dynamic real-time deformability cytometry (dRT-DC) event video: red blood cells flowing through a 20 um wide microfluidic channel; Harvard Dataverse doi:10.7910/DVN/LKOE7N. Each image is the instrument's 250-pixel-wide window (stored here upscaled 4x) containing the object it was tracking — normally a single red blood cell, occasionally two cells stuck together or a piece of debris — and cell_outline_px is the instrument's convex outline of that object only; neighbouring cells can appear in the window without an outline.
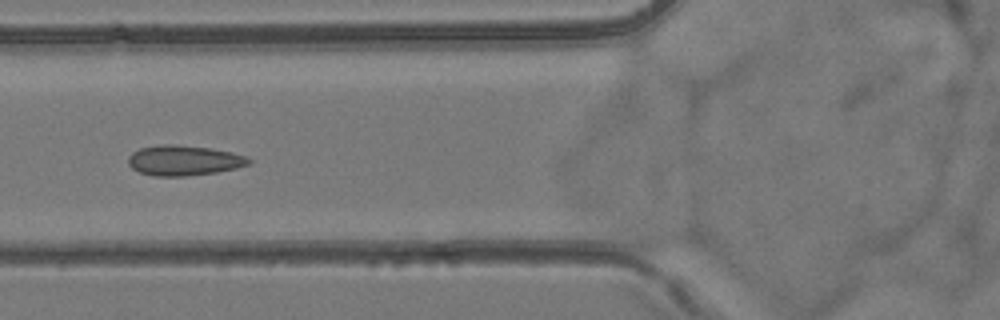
{"species": "common noctule bat (a hibernating species)", "species_latin": "Nyctalus noctula", "temperature_condition": "room temperature", "stored_images_in_passage": 53, "camera_frame_rate_fps": 3000, "um_per_image_px": 0.085, "animal": {"sex": "female", "body_mass_g": 24.6, "forearm_length_mm": 56.2}, "frame": {"image": 1, "passage_image": 20, "time_ms": 6.333, "image_size_px": [1000, 320], "cell_outline_px": [[252, 160], [248, 164], [236, 168], [216, 172], [184, 176], [152, 176], [140, 172], [132, 168], [128, 164], [128, 156], [132, 152], [140, 148], [164, 144], [176, 144], [208, 148], [232, 152], [248, 156]], "centroid_in_image_um": [15.62, 13.63], "position_along_channel_um": 110.2, "area_um2": 21.21}}
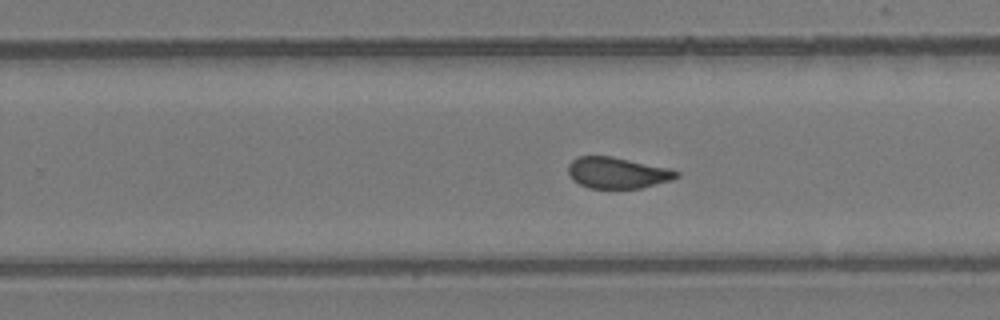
{"frame": {"image": 2, "passage_image": 33, "time_ms": 10.667, "image_size_px": [1000, 320], "cell_outline_px": [[680, 176], [672, 180], [640, 188], [588, 188], [572, 180], [568, 172], [568, 164], [576, 156], [612, 156], [668, 168], [680, 172]], "centroid_in_image_um": [52.46, 14.68], "position_along_channel_um": 277.3, "area_um2": 19.71}}
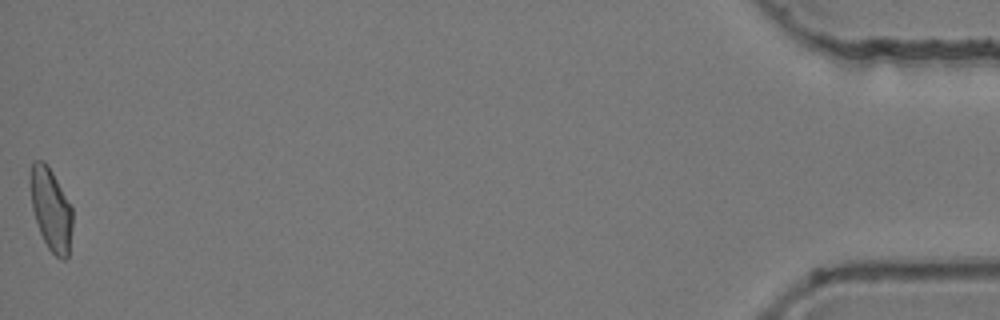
{"frame": {"image": 3, "passage_image": 53, "time_ms": 17.333, "image_size_px": [1000, 320], "cell_outline_px": [[72, 228], [68, 256], [64, 260], [60, 260], [48, 248], [40, 232], [32, 208], [28, 180], [32, 160], [44, 160], [48, 164], [72, 208]], "centroid_in_image_um": [4.3, 17.75], "position_along_channel_um": 430.9, "area_um2": 20.46}, "authors_computed_cell_mechanics": {"area_um2": 20.519, "velocity_mm_per_s": 3.8612, "shape_relaxation_time_tau1_ms": null, "shape_relaxation_time_tau2_ms": 0.9297, "deformation_change_tau1": null, "deformation_change_tau2": 0.0588}}